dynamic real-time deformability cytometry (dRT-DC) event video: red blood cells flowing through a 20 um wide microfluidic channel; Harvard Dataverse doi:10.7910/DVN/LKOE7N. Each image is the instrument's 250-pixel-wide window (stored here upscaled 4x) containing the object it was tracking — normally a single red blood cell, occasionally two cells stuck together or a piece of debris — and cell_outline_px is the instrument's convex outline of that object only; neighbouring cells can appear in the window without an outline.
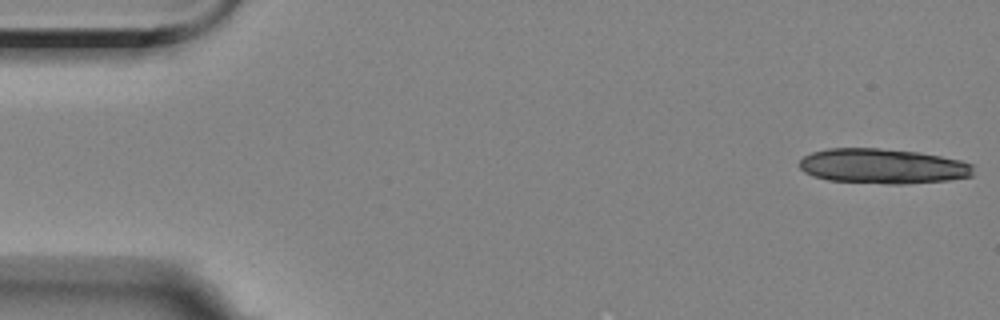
{"species": "Egyptian fruit bat (a non-hibernating species)", "species_latin": "Rousettus aegyptiacus", "temperature_condition": "room temperature", "stored_images_in_passage": 9, "camera_frame_rate_fps": 3000, "um_per_image_px": 0.085, "animal": {"sex": "female"}, "frame": {"image": 1, "passage_image": 1, "time_ms": 0.0, "image_size_px": [1000, 320], "cell_outline_px": [[972, 176], [948, 180], [908, 184], [888, 184], [828, 180], [812, 176], [804, 172], [800, 168], [800, 160], [804, 156], [812, 152], [828, 148], [880, 148], [920, 152], [960, 160], [972, 164]], "centroid_in_image_um": [75.02, 14.12], "position_along_channel_um": 10.0, "area_um2": 35.6}}
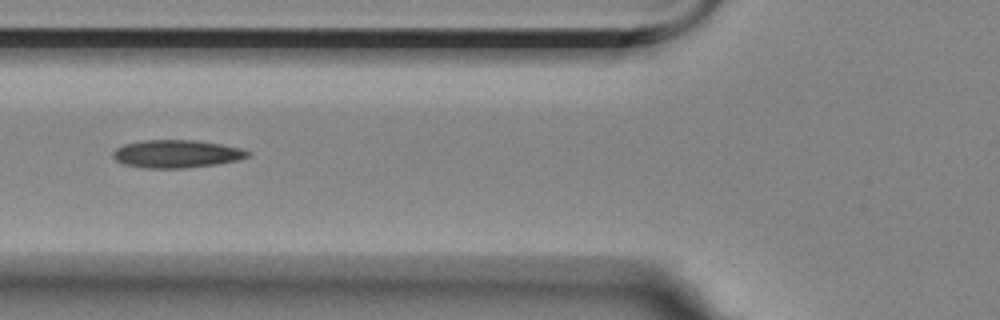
{"frame": {"image": 2, "passage_image": 7, "time_ms": 6.667, "image_size_px": [1000, 320], "cell_outline_px": [[252, 152], [248, 156], [236, 160], [216, 164], [184, 168], [144, 168], [124, 164], [116, 160], [112, 156], [112, 152], [116, 148], [124, 144], [144, 140], [196, 140], [220, 144], [240, 148]], "centroid_in_image_um": [14.98, 13.07], "position_along_channel_um": 110.8, "area_um2": 21.79}}
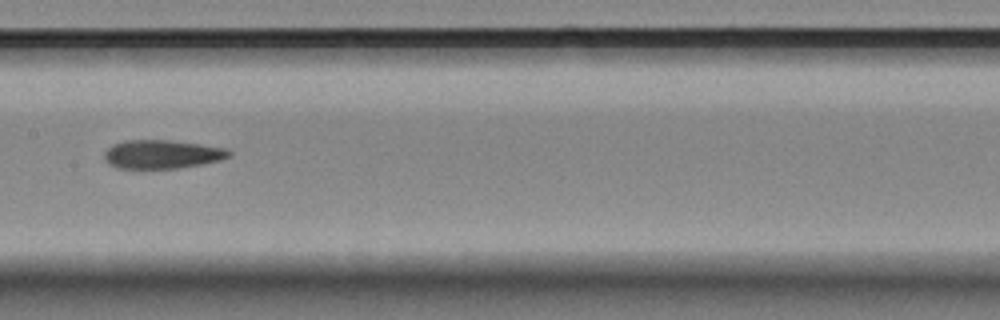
{"frame": {"image": 3, "passage_image": 9, "time_ms": 9.0, "image_size_px": [1000, 320], "cell_outline_px": [[232, 156], [220, 160], [200, 164], [176, 168], [116, 168], [108, 164], [104, 160], [104, 152], [112, 144], [124, 140], [168, 140], [200, 144], [228, 148], [232, 152]], "centroid_in_image_um": [13.76, 13.1], "position_along_channel_um": 193.6, "area_um2": 20.92}}